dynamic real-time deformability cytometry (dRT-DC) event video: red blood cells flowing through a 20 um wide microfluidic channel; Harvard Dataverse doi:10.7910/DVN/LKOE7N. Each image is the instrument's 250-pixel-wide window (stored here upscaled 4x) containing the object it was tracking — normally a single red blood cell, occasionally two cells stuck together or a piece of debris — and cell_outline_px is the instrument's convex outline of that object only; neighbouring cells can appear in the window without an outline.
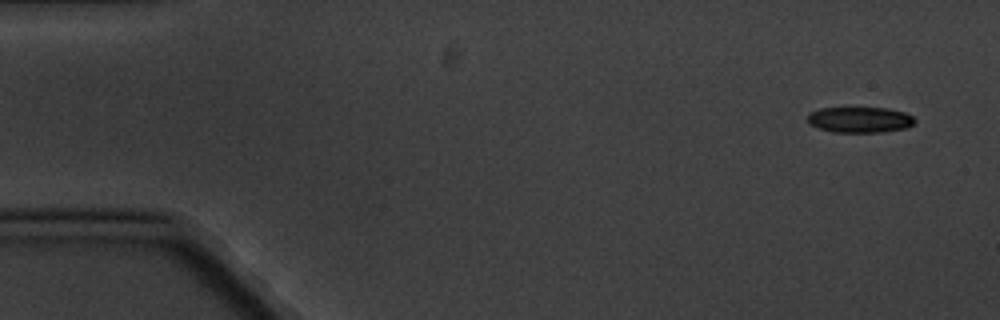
{"species": "common noctule bat (a hibernating species)", "species_latin": "Nyctalus noctula", "temperature_condition": "cold", "stored_images_in_passage": 6, "camera_frame_rate_fps": 3000, "um_per_image_px": 0.085, "animal": {"sex": "male", "body_mass_g": 20.1, "forearm_length_mm": 53.5}, "frame": {"image": 1, "passage_image": 1, "time_ms": 0.0, "image_size_px": [1000, 320], "cell_outline_px": [[916, 120], [908, 128], [880, 132], [832, 132], [808, 124], [808, 116], [812, 112], [820, 108], [888, 108], [904, 112], [912, 116]], "centroid_in_image_um": [73.1, 10.18], "position_along_channel_um": 11.9, "area_um2": 16.01}}
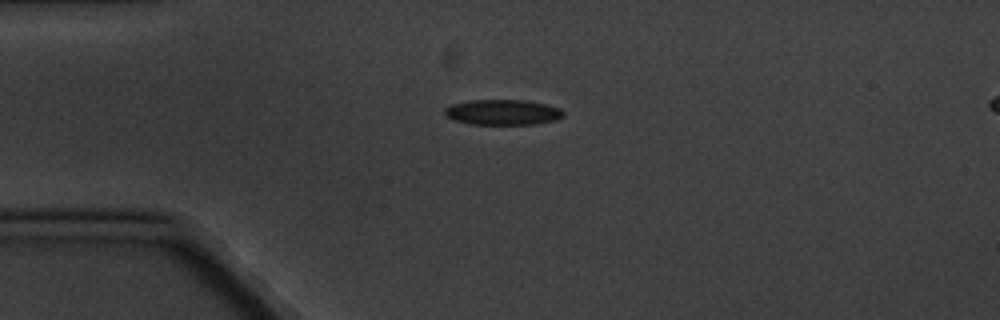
{"frame": {"image": 2, "passage_image": 4, "time_ms": 3.667, "image_size_px": [1000, 320], "cell_outline_px": [[564, 116], [556, 120], [536, 124], [472, 124], [456, 120], [444, 116], [444, 108], [452, 104], [472, 100], [524, 100], [548, 104], [560, 108], [564, 112]], "centroid_in_image_um": [42.76, 9.54], "position_along_channel_um": 42.2, "area_um2": 17.63}}